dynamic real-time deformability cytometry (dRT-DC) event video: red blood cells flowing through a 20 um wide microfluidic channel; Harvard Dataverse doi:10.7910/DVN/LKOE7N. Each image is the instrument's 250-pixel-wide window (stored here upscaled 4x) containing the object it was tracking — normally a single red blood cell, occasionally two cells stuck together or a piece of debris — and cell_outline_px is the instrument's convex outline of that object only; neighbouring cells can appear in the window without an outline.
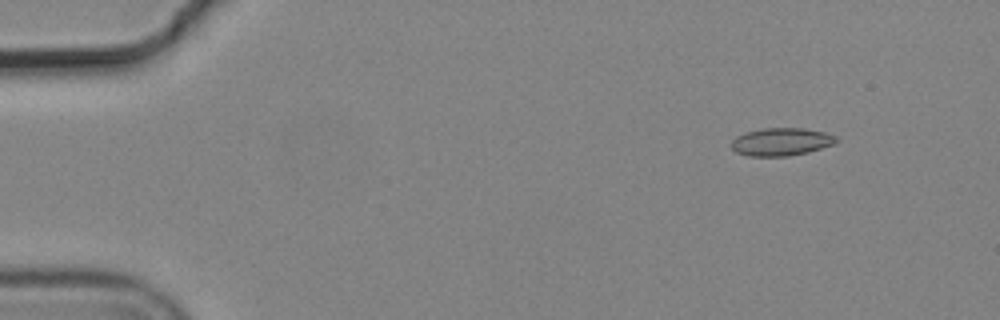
{"species": "common noctule bat (a hibernating species)", "species_latin": "Nyctalus noctula", "temperature_condition": "cold", "stored_images_in_passage": 5, "segment_of_instrument_passage": [2, 2], "camera_frame_rate_fps": 3000, "um_per_image_px": 0.085, "animal": {"sex": "male", "body_mass_g": 19.2, "forearm_length_mm": 51.8}, "frame": {"image": 1, "passage_image": 5, "time_ms": 1.333, "image_size_px": [1000, 320], "cell_outline_px": [[836, 140], [832, 144], [808, 152], [788, 156], [748, 156], [736, 152], [732, 148], [732, 140], [736, 136], [760, 128], [804, 128], [824, 132], [836, 136]], "centroid_in_image_um": [66.37, 12.05], "position_along_channel_um": 18.6, "area_um2": 16.82}}